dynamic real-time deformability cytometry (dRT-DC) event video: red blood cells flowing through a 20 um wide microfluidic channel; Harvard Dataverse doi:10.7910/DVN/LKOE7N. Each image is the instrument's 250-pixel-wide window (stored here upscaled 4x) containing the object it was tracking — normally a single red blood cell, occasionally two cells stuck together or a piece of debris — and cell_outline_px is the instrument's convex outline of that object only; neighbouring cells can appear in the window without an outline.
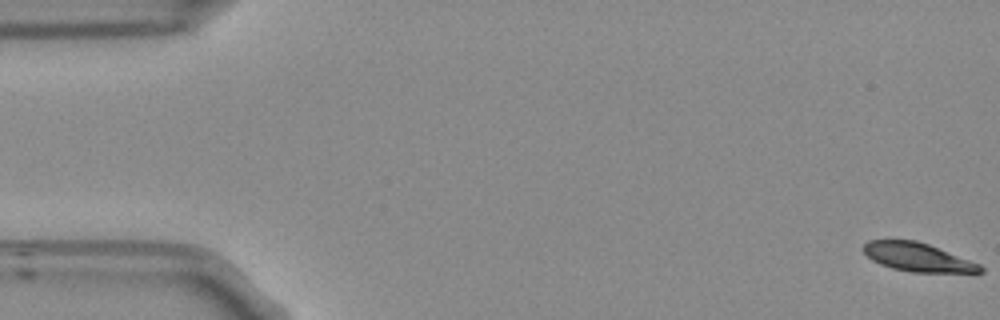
{"species": "Egyptian fruit bat (a non-hibernating species)", "species_latin": "Rousettus aegyptiacus", "temperature_condition": "room temperature", "stored_images_in_passage": 55, "camera_frame_rate_fps": 3000, "um_per_image_px": 0.085, "frame": {"image": 1, "passage_image": 1, "time_ms": 0.0, "image_size_px": [1000, 320], "cell_outline_px": [[984, 272], [912, 272], [892, 268], [880, 264], [872, 260], [860, 248], [868, 240], [916, 240], [928, 244], [980, 264], [984, 268]], "centroid_in_image_um": [77.97, 21.85], "position_along_channel_um": 7.0, "area_um2": 19.31}}
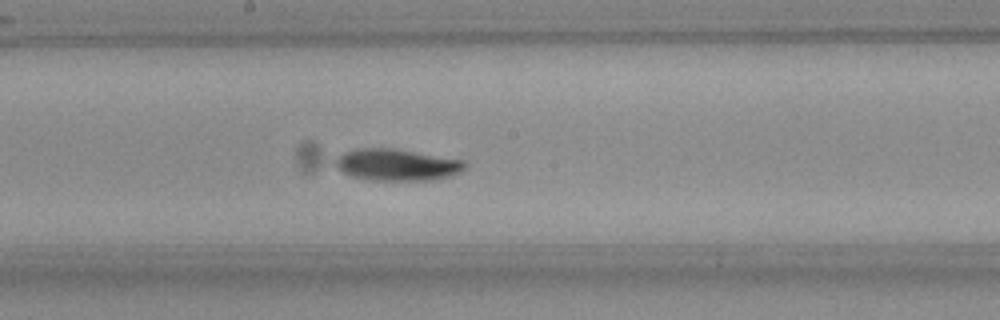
{"frame": {"image": 2, "passage_image": 29, "time_ms": 9.333, "image_size_px": [1000, 320], "cell_outline_px": [[468, 168], [452, 176], [432, 180], [368, 180], [352, 176], [336, 168], [332, 164], [332, 160], [336, 156], [344, 152], [356, 148], [392, 148], [464, 160], [468, 164]], "centroid_in_image_um": [33.71, 14.0], "position_along_channel_um": 214.5, "area_um2": 24.33}}
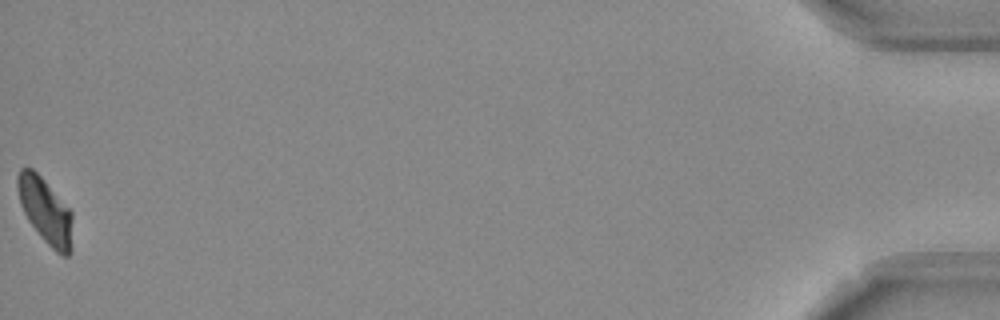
{"frame": {"image": 3, "passage_image": 55, "time_ms": 18.0, "image_size_px": [1000, 320], "cell_outline_px": [[72, 248], [68, 256], [64, 256], [56, 252], [40, 236], [28, 220], [20, 204], [16, 184], [16, 176], [20, 168], [32, 168], [40, 176], [72, 212]], "centroid_in_image_um": [3.85, 17.93], "position_along_channel_um": 431.4, "area_um2": 20.87}, "authors_computed_cell_mechanics": {"area_um2": 22.0796, "velocity_mm_per_s": 3.7185, "shape_relaxation_time_tau1_ms": 5.2482, "shape_relaxation_time_tau2_ms": null, "deformation_change_tau1": 0.1427, "deformation_change_tau2": null}}